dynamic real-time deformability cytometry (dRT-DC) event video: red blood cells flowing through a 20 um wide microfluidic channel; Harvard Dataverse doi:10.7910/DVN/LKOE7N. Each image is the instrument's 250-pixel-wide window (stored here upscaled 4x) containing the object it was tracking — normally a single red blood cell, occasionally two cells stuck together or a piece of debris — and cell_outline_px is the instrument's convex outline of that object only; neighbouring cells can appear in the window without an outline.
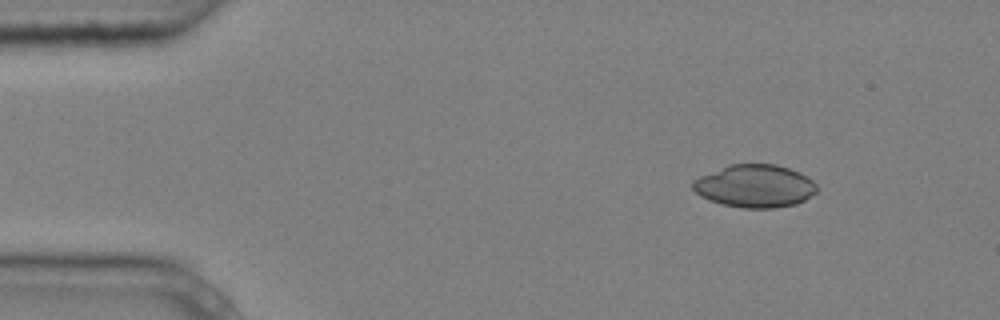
{"species": "common noctule bat (a hibernating species)", "species_latin": "Nyctalus noctula", "temperature_condition": "cold", "stored_images_in_passage": 4, "camera_frame_rate_fps": 3000, "um_per_image_px": 0.085, "animal": {"sex": "male", "body_mass_g": 20.4}, "frame": {"image": 1, "passage_image": 1, "time_ms": 0.0, "image_size_px": [1000, 320], "cell_outline_px": [[816, 192], [804, 200], [796, 204], [772, 208], [744, 208], [724, 204], [708, 200], [700, 196], [692, 188], [692, 180], [700, 176], [728, 164], [776, 164], [800, 172], [812, 180], [816, 184]], "centroid_in_image_um": [64.14, 15.81], "position_along_channel_um": 20.9, "area_um2": 30.92}}